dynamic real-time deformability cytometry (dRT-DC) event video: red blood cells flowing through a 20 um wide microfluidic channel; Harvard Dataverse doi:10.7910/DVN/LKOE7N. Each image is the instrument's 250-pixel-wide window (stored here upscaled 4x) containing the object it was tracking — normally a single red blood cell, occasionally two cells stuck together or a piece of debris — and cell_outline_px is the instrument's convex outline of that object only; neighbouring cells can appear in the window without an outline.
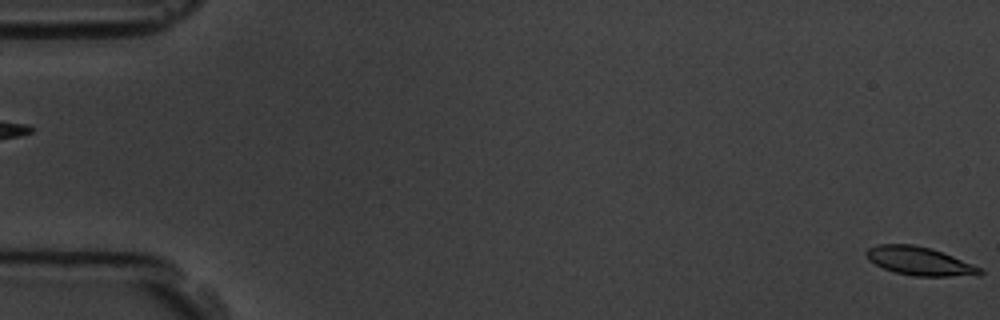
{"species": "common noctule bat (a hibernating species)", "species_latin": "Nyctalus noctula", "temperature_condition": "room temperature", "stored_images_in_passage": 6, "segment_of_instrument_passage": [2, 2], "camera_frame_rate_fps": 3000, "um_per_image_px": 0.085, "animal": {"sex": "male", "body_mass_g": 19.5, "forearm_length_mm": 54.6}, "frame": {"image": 1, "passage_image": 6, "time_ms": 5.667, "image_size_px": [1000, 320], "cell_outline_px": [[984, 272], [980, 276], [916, 276], [896, 272], [884, 268], [868, 260], [864, 252], [868, 248], [876, 244], [912, 244], [932, 248], [972, 264], [980, 268]], "centroid_in_image_um": [78.16, 22.19], "position_along_channel_um": 6.8, "area_um2": 18.84}}